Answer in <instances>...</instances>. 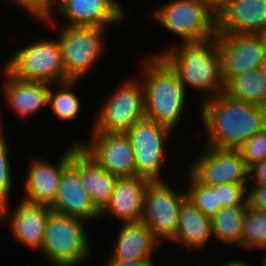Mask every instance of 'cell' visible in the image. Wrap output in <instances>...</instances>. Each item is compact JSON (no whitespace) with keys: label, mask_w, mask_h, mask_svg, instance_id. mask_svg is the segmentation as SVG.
Instances as JSON below:
<instances>
[{"label":"cell","mask_w":266,"mask_h":266,"mask_svg":"<svg viewBox=\"0 0 266 266\" xmlns=\"http://www.w3.org/2000/svg\"><path fill=\"white\" fill-rule=\"evenodd\" d=\"M204 146L237 149L266 128V108L237 100L225 92L201 104Z\"/></svg>","instance_id":"obj_1"},{"label":"cell","mask_w":266,"mask_h":266,"mask_svg":"<svg viewBox=\"0 0 266 266\" xmlns=\"http://www.w3.org/2000/svg\"><path fill=\"white\" fill-rule=\"evenodd\" d=\"M179 43V46L171 45L165 51L151 55H160L171 66L186 91L188 86L199 91L202 94L201 102L225 92L216 37Z\"/></svg>","instance_id":"obj_2"},{"label":"cell","mask_w":266,"mask_h":266,"mask_svg":"<svg viewBox=\"0 0 266 266\" xmlns=\"http://www.w3.org/2000/svg\"><path fill=\"white\" fill-rule=\"evenodd\" d=\"M146 57L141 64L145 117L173 131L186 107L187 91L160 55Z\"/></svg>","instance_id":"obj_3"},{"label":"cell","mask_w":266,"mask_h":266,"mask_svg":"<svg viewBox=\"0 0 266 266\" xmlns=\"http://www.w3.org/2000/svg\"><path fill=\"white\" fill-rule=\"evenodd\" d=\"M36 40L13 53L7 64L2 67V73L5 72L14 79L53 85L70 81L58 38Z\"/></svg>","instance_id":"obj_4"},{"label":"cell","mask_w":266,"mask_h":266,"mask_svg":"<svg viewBox=\"0 0 266 266\" xmlns=\"http://www.w3.org/2000/svg\"><path fill=\"white\" fill-rule=\"evenodd\" d=\"M87 221L51 211L39 251L54 266H77L92 252ZM91 246V247H90Z\"/></svg>","instance_id":"obj_5"},{"label":"cell","mask_w":266,"mask_h":266,"mask_svg":"<svg viewBox=\"0 0 266 266\" xmlns=\"http://www.w3.org/2000/svg\"><path fill=\"white\" fill-rule=\"evenodd\" d=\"M150 14L181 42H199L216 36L217 15L201 0H170Z\"/></svg>","instance_id":"obj_6"},{"label":"cell","mask_w":266,"mask_h":266,"mask_svg":"<svg viewBox=\"0 0 266 266\" xmlns=\"http://www.w3.org/2000/svg\"><path fill=\"white\" fill-rule=\"evenodd\" d=\"M127 78L101 103L91 131L125 134L145 117L142 81Z\"/></svg>","instance_id":"obj_7"},{"label":"cell","mask_w":266,"mask_h":266,"mask_svg":"<svg viewBox=\"0 0 266 266\" xmlns=\"http://www.w3.org/2000/svg\"><path fill=\"white\" fill-rule=\"evenodd\" d=\"M60 28V29H59ZM106 28L91 25L58 26V40L63 62L70 80H81L98 62L106 49Z\"/></svg>","instance_id":"obj_8"},{"label":"cell","mask_w":266,"mask_h":266,"mask_svg":"<svg viewBox=\"0 0 266 266\" xmlns=\"http://www.w3.org/2000/svg\"><path fill=\"white\" fill-rule=\"evenodd\" d=\"M186 191L172 188L165 181H151L144 196V212L142 222L149 228L155 240L162 238L171 243L176 239L179 207L186 198Z\"/></svg>","instance_id":"obj_9"},{"label":"cell","mask_w":266,"mask_h":266,"mask_svg":"<svg viewBox=\"0 0 266 266\" xmlns=\"http://www.w3.org/2000/svg\"><path fill=\"white\" fill-rule=\"evenodd\" d=\"M171 133L170 129L146 117L125 133L134 151L137 176L151 181H164L159 174L163 172L161 167H164L166 160L165 146Z\"/></svg>","instance_id":"obj_10"},{"label":"cell","mask_w":266,"mask_h":266,"mask_svg":"<svg viewBox=\"0 0 266 266\" xmlns=\"http://www.w3.org/2000/svg\"><path fill=\"white\" fill-rule=\"evenodd\" d=\"M88 140H74L104 170L118 178L137 176L134 151L126 134L91 131ZM83 141V142H82Z\"/></svg>","instance_id":"obj_11"},{"label":"cell","mask_w":266,"mask_h":266,"mask_svg":"<svg viewBox=\"0 0 266 266\" xmlns=\"http://www.w3.org/2000/svg\"><path fill=\"white\" fill-rule=\"evenodd\" d=\"M203 148L199 158L186 168L199 183L206 186L248 184L249 167L237 149Z\"/></svg>","instance_id":"obj_12"},{"label":"cell","mask_w":266,"mask_h":266,"mask_svg":"<svg viewBox=\"0 0 266 266\" xmlns=\"http://www.w3.org/2000/svg\"><path fill=\"white\" fill-rule=\"evenodd\" d=\"M225 85L235 76L260 69L266 50L259 34L217 32Z\"/></svg>","instance_id":"obj_13"},{"label":"cell","mask_w":266,"mask_h":266,"mask_svg":"<svg viewBox=\"0 0 266 266\" xmlns=\"http://www.w3.org/2000/svg\"><path fill=\"white\" fill-rule=\"evenodd\" d=\"M50 208L53 212L87 222L101 218L80 180L79 144H71L70 163L62 170L58 192Z\"/></svg>","instance_id":"obj_14"},{"label":"cell","mask_w":266,"mask_h":266,"mask_svg":"<svg viewBox=\"0 0 266 266\" xmlns=\"http://www.w3.org/2000/svg\"><path fill=\"white\" fill-rule=\"evenodd\" d=\"M14 209L9 204L0 207V222H8L10 233L18 243L39 250L43 243L50 206L20 200Z\"/></svg>","instance_id":"obj_15"},{"label":"cell","mask_w":266,"mask_h":266,"mask_svg":"<svg viewBox=\"0 0 266 266\" xmlns=\"http://www.w3.org/2000/svg\"><path fill=\"white\" fill-rule=\"evenodd\" d=\"M117 0H55V13L66 25H91L107 28L127 18L126 9ZM57 8V9H56Z\"/></svg>","instance_id":"obj_16"},{"label":"cell","mask_w":266,"mask_h":266,"mask_svg":"<svg viewBox=\"0 0 266 266\" xmlns=\"http://www.w3.org/2000/svg\"><path fill=\"white\" fill-rule=\"evenodd\" d=\"M57 161L52 164L41 157L33 159L24 182V197L22 200L50 206L57 195L62 170L70 163L71 145Z\"/></svg>","instance_id":"obj_17"},{"label":"cell","mask_w":266,"mask_h":266,"mask_svg":"<svg viewBox=\"0 0 266 266\" xmlns=\"http://www.w3.org/2000/svg\"><path fill=\"white\" fill-rule=\"evenodd\" d=\"M150 182L141 176L118 178L111 199L100 212V217L112 216L122 223L141 222L145 190Z\"/></svg>","instance_id":"obj_18"},{"label":"cell","mask_w":266,"mask_h":266,"mask_svg":"<svg viewBox=\"0 0 266 266\" xmlns=\"http://www.w3.org/2000/svg\"><path fill=\"white\" fill-rule=\"evenodd\" d=\"M266 29V0H231L217 16V32L259 34Z\"/></svg>","instance_id":"obj_19"},{"label":"cell","mask_w":266,"mask_h":266,"mask_svg":"<svg viewBox=\"0 0 266 266\" xmlns=\"http://www.w3.org/2000/svg\"><path fill=\"white\" fill-rule=\"evenodd\" d=\"M117 233L112 254L110 253L105 261L150 260L152 255L156 254L159 243L142 221L123 223Z\"/></svg>","instance_id":"obj_20"},{"label":"cell","mask_w":266,"mask_h":266,"mask_svg":"<svg viewBox=\"0 0 266 266\" xmlns=\"http://www.w3.org/2000/svg\"><path fill=\"white\" fill-rule=\"evenodd\" d=\"M3 94L8 108L22 119L40 113L48 105L49 85L45 82L23 81L3 73ZM6 79V80H5Z\"/></svg>","instance_id":"obj_21"},{"label":"cell","mask_w":266,"mask_h":266,"mask_svg":"<svg viewBox=\"0 0 266 266\" xmlns=\"http://www.w3.org/2000/svg\"><path fill=\"white\" fill-rule=\"evenodd\" d=\"M211 239H214L211 218L205 216L186 197L179 207L175 244H181L188 250L199 251V249H204Z\"/></svg>","instance_id":"obj_22"},{"label":"cell","mask_w":266,"mask_h":266,"mask_svg":"<svg viewBox=\"0 0 266 266\" xmlns=\"http://www.w3.org/2000/svg\"><path fill=\"white\" fill-rule=\"evenodd\" d=\"M80 180L93 204L101 212L111 199L118 177L100 167L80 147Z\"/></svg>","instance_id":"obj_23"},{"label":"cell","mask_w":266,"mask_h":266,"mask_svg":"<svg viewBox=\"0 0 266 266\" xmlns=\"http://www.w3.org/2000/svg\"><path fill=\"white\" fill-rule=\"evenodd\" d=\"M248 205L222 207L211 217L212 232L215 242L236 244L241 247V239Z\"/></svg>","instance_id":"obj_24"},{"label":"cell","mask_w":266,"mask_h":266,"mask_svg":"<svg viewBox=\"0 0 266 266\" xmlns=\"http://www.w3.org/2000/svg\"><path fill=\"white\" fill-rule=\"evenodd\" d=\"M230 97L266 108V78L260 69L233 77L225 85Z\"/></svg>","instance_id":"obj_25"},{"label":"cell","mask_w":266,"mask_h":266,"mask_svg":"<svg viewBox=\"0 0 266 266\" xmlns=\"http://www.w3.org/2000/svg\"><path fill=\"white\" fill-rule=\"evenodd\" d=\"M80 80H70L62 83H58L57 89H53V84L49 85L48 93V107L52 108L54 114L59 120L71 121L75 119L81 108L79 97L72 91L74 85ZM72 88V89H71ZM56 90V91H55Z\"/></svg>","instance_id":"obj_26"},{"label":"cell","mask_w":266,"mask_h":266,"mask_svg":"<svg viewBox=\"0 0 266 266\" xmlns=\"http://www.w3.org/2000/svg\"><path fill=\"white\" fill-rule=\"evenodd\" d=\"M184 176L187 179V188L185 186L186 196L205 216L212 217L221 209L217 198V185L206 186L199 183L189 172Z\"/></svg>","instance_id":"obj_27"},{"label":"cell","mask_w":266,"mask_h":266,"mask_svg":"<svg viewBox=\"0 0 266 266\" xmlns=\"http://www.w3.org/2000/svg\"><path fill=\"white\" fill-rule=\"evenodd\" d=\"M241 247L266 249V211L248 207L245 215Z\"/></svg>","instance_id":"obj_28"},{"label":"cell","mask_w":266,"mask_h":266,"mask_svg":"<svg viewBox=\"0 0 266 266\" xmlns=\"http://www.w3.org/2000/svg\"><path fill=\"white\" fill-rule=\"evenodd\" d=\"M0 118V207L9 203V196L12 188L11 162L9 159V150L7 141L4 137L3 123ZM3 130V131H2Z\"/></svg>","instance_id":"obj_29"},{"label":"cell","mask_w":266,"mask_h":266,"mask_svg":"<svg viewBox=\"0 0 266 266\" xmlns=\"http://www.w3.org/2000/svg\"><path fill=\"white\" fill-rule=\"evenodd\" d=\"M10 3L17 5L18 8L25 10L29 15L42 22L49 24L53 28L56 26L54 19L55 0H9ZM53 14V15H52ZM55 21V22H54Z\"/></svg>","instance_id":"obj_30"},{"label":"cell","mask_w":266,"mask_h":266,"mask_svg":"<svg viewBox=\"0 0 266 266\" xmlns=\"http://www.w3.org/2000/svg\"><path fill=\"white\" fill-rule=\"evenodd\" d=\"M246 165L266 159V128L237 148Z\"/></svg>","instance_id":"obj_31"},{"label":"cell","mask_w":266,"mask_h":266,"mask_svg":"<svg viewBox=\"0 0 266 266\" xmlns=\"http://www.w3.org/2000/svg\"><path fill=\"white\" fill-rule=\"evenodd\" d=\"M248 184H220L217 185V198L221 207L236 205H248L247 203Z\"/></svg>","instance_id":"obj_32"},{"label":"cell","mask_w":266,"mask_h":266,"mask_svg":"<svg viewBox=\"0 0 266 266\" xmlns=\"http://www.w3.org/2000/svg\"><path fill=\"white\" fill-rule=\"evenodd\" d=\"M248 207L266 211V184H251L247 186Z\"/></svg>","instance_id":"obj_33"},{"label":"cell","mask_w":266,"mask_h":266,"mask_svg":"<svg viewBox=\"0 0 266 266\" xmlns=\"http://www.w3.org/2000/svg\"><path fill=\"white\" fill-rule=\"evenodd\" d=\"M248 183V185L266 184V159L249 166Z\"/></svg>","instance_id":"obj_34"},{"label":"cell","mask_w":266,"mask_h":266,"mask_svg":"<svg viewBox=\"0 0 266 266\" xmlns=\"http://www.w3.org/2000/svg\"><path fill=\"white\" fill-rule=\"evenodd\" d=\"M104 266H158V262L153 259L150 260H136L131 262H122V261H105Z\"/></svg>","instance_id":"obj_35"},{"label":"cell","mask_w":266,"mask_h":266,"mask_svg":"<svg viewBox=\"0 0 266 266\" xmlns=\"http://www.w3.org/2000/svg\"><path fill=\"white\" fill-rule=\"evenodd\" d=\"M215 15H219L220 12L228 5L231 0H201Z\"/></svg>","instance_id":"obj_36"},{"label":"cell","mask_w":266,"mask_h":266,"mask_svg":"<svg viewBox=\"0 0 266 266\" xmlns=\"http://www.w3.org/2000/svg\"><path fill=\"white\" fill-rule=\"evenodd\" d=\"M247 260H240V259H231L228 260V261H224V263H219V264H222V265H219V266H252L249 262H245Z\"/></svg>","instance_id":"obj_37"},{"label":"cell","mask_w":266,"mask_h":266,"mask_svg":"<svg viewBox=\"0 0 266 266\" xmlns=\"http://www.w3.org/2000/svg\"><path fill=\"white\" fill-rule=\"evenodd\" d=\"M259 36L261 37L263 44H264V48L266 50V29L264 31L260 32Z\"/></svg>","instance_id":"obj_38"},{"label":"cell","mask_w":266,"mask_h":266,"mask_svg":"<svg viewBox=\"0 0 266 266\" xmlns=\"http://www.w3.org/2000/svg\"><path fill=\"white\" fill-rule=\"evenodd\" d=\"M260 70H261L263 76L266 78V58H265V61L263 62V64L261 65Z\"/></svg>","instance_id":"obj_39"},{"label":"cell","mask_w":266,"mask_h":266,"mask_svg":"<svg viewBox=\"0 0 266 266\" xmlns=\"http://www.w3.org/2000/svg\"><path fill=\"white\" fill-rule=\"evenodd\" d=\"M264 250H266V249H264ZM261 263H262V266H266V251H265V254L262 256Z\"/></svg>","instance_id":"obj_40"}]
</instances>
